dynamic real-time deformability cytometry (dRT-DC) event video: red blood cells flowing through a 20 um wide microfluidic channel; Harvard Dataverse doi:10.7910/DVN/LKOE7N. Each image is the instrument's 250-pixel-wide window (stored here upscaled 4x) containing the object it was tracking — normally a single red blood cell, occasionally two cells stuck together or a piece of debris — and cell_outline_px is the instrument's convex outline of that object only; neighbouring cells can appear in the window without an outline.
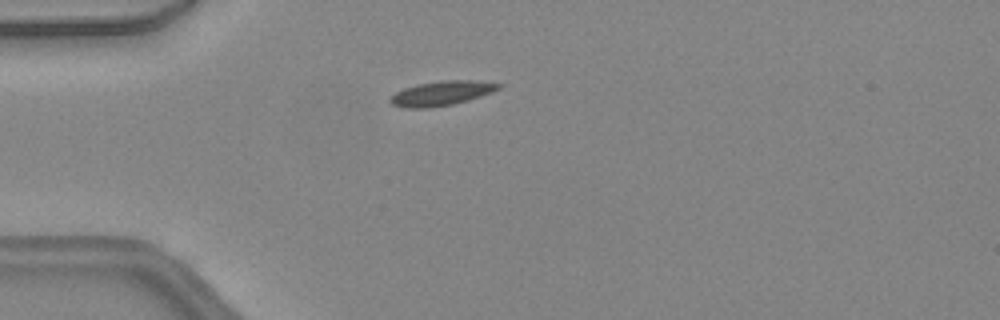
{"species": "common noctule bat (a hibernating species)", "species_latin": "Nyctalus noctula", "temperature_condition": "warm", "stored_images_in_passage": 30, "camera_frame_rate_fps": 3000, "um_per_image_px": 0.085, "animal": {"sex": "female", "body_mass_g": 24.6, "forearm_length_mm": 56.2}, "frame": {"image": 1, "passage_image": 2, "time_ms": 0.333, "image_size_px": [1000, 320], "cell_outline_px": [[504, 84], [500, 88], [492, 92], [468, 100], [452, 104], [428, 108], [404, 108], [392, 104], [388, 100], [396, 92], [404, 88], [416, 84], [440, 80], [472, 80]], "centroid_in_image_um": [37.52, 7.92], "position_along_channel_um": 47.5, "area_um2": 15.49}}
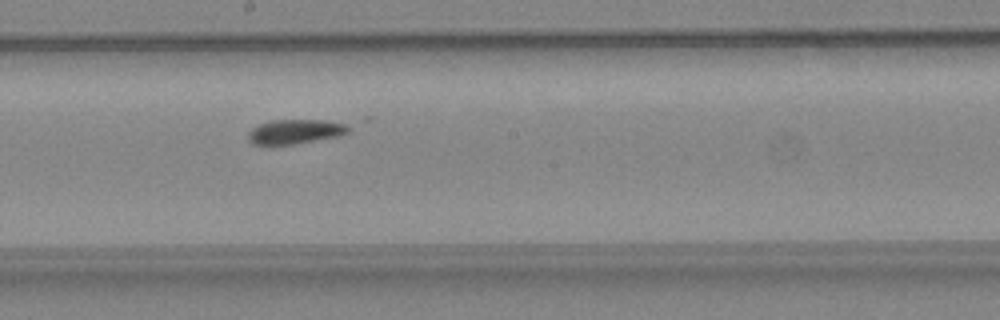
{"frame": {"image": 2, "passage_image": 15, "time_ms": 4.667, "image_size_px": [1000, 320], "cell_outline_px": [[348, 132], [340, 136], [292, 144], [252, 144], [248, 140], [248, 132], [252, 128], [260, 124], [272, 120], [324, 120], [344, 124], [348, 128]], "centroid_in_image_um": [25.06, 11.18], "position_along_channel_um": 223.1, "area_um2": 14.05}}
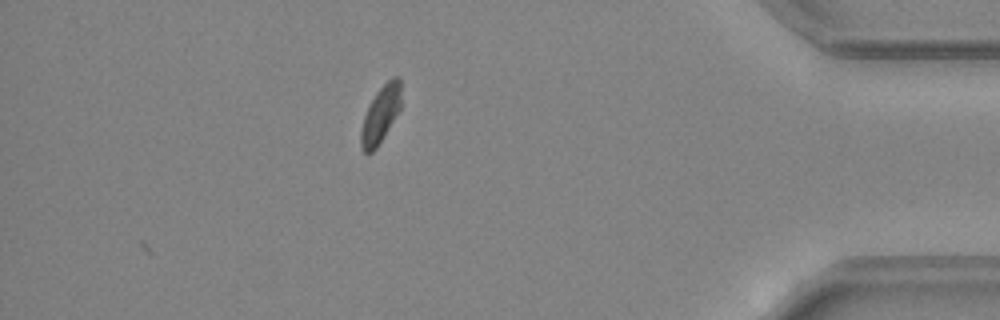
{"frame": {"image": 3, "passage_image": 30, "time_ms": 9.667, "image_size_px": [1000, 320], "cell_outline_px": [[400, 108], [384, 136], [376, 148], [372, 152], [364, 152], [360, 148], [360, 132], [364, 116], [376, 92], [392, 76], [400, 76]], "centroid_in_image_um": [32.33, 9.73], "position_along_channel_um": 402.9, "area_um2": 13.06}, "authors_computed_cell_mechanics": {"area_um2": 14.4789, "velocity_mm_per_s": 4.4672, "shape_relaxation_time_tau1_ms": 8.6926, "shape_relaxation_time_tau2_ms": null, "deformation_change_tau1": 0.1702, "deformation_change_tau2": null}}